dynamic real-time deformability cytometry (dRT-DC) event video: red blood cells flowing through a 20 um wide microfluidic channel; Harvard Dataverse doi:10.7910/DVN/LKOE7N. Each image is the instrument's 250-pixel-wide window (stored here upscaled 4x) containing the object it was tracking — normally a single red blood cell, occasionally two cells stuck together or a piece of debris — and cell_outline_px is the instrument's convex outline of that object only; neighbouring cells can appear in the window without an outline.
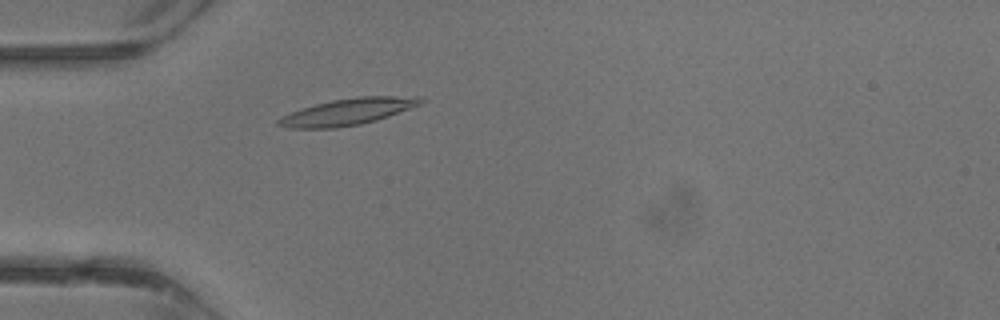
{"species": "common noctule bat (a hibernating species)", "species_latin": "Nyctalus noctula", "temperature_condition": "warm", "stored_images_in_passage": 35, "camera_frame_rate_fps": 3000, "um_per_image_px": 0.085, "animal": {"sex": "male", "body_mass_g": 13.3}, "frame": {"image": 1, "passage_image": 8, "time_ms": 2.333, "image_size_px": [1000, 320], "cell_outline_px": [[428, 100], [420, 104], [388, 116], [376, 120], [360, 124], [336, 128], [288, 128], [276, 124], [276, 120], [280, 116], [300, 108], [332, 100], [356, 96], [420, 96]], "centroid_in_image_um": [29.54, 9.49], "position_along_channel_um": 55.5, "area_um2": 22.14}}
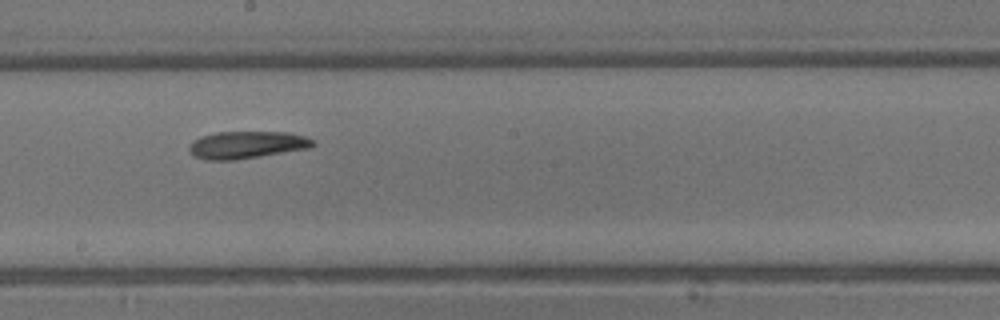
{"frame": {"image": 2, "passage_image": 18, "time_ms": 5.667, "image_size_px": [1000, 320], "cell_outline_px": [[316, 144], [308, 148], [236, 160], [204, 160], [192, 156], [188, 148], [192, 140], [200, 136], [216, 132], [288, 132], [304, 136], [316, 140]], "centroid_in_image_um": [20.93, 12.31], "position_along_channel_um": 227.3, "area_um2": 19.88}}
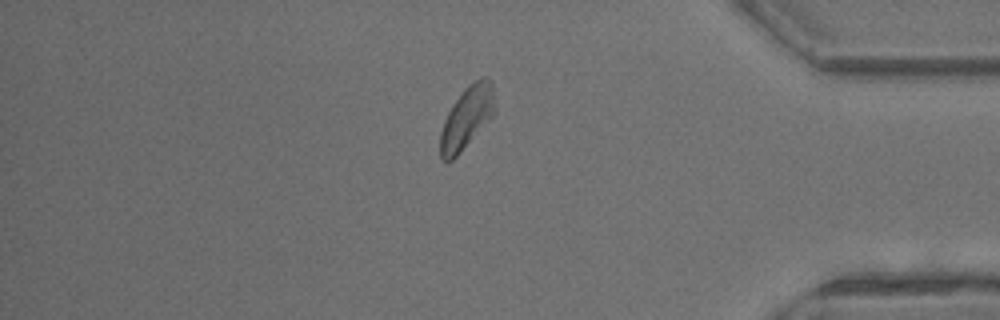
{"frame": {"image": 3, "passage_image": 29, "time_ms": 9.333, "image_size_px": [1000, 320], "cell_outline_px": [[492, 116], [460, 152], [448, 164], [440, 160], [440, 132], [444, 120], [448, 112], [464, 88], [468, 84], [480, 76], [484, 76], [492, 80]], "centroid_in_image_um": [39.61, 10.01], "position_along_channel_um": 395.6, "area_um2": 19.36}}